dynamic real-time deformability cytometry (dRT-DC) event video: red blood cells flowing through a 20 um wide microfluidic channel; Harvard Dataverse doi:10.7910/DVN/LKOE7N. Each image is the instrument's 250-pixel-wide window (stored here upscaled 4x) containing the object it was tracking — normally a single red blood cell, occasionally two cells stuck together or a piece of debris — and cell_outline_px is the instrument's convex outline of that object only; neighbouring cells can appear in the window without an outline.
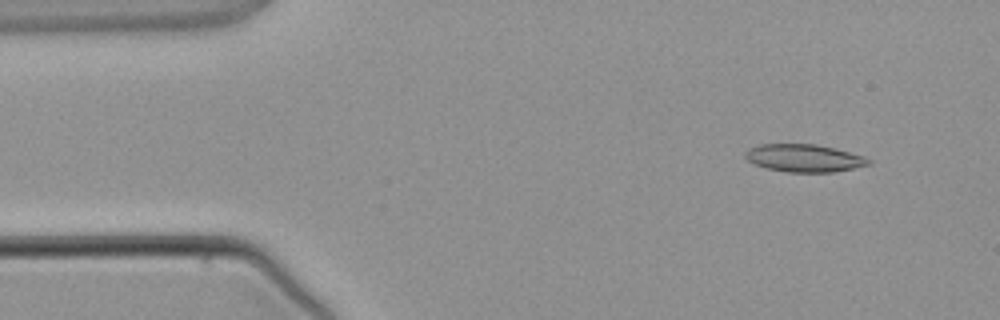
{"species": "common noctule bat (a hibernating species)", "species_latin": "Nyctalus noctula", "temperature_condition": "warm", "stored_images_in_passage": 3, "camera_frame_rate_fps": 3000, "um_per_image_px": 0.085, "animal": {"sex": "male", "body_mass_g": 21.5, "forearm_length_mm": 52.0}, "frame": {"image": 1, "passage_image": 1, "time_ms": 0.0, "image_size_px": [1000, 320], "cell_outline_px": [[872, 164], [832, 172], [788, 172], [768, 168], [756, 164], [748, 160], [744, 156], [744, 152], [748, 148], [760, 144], [816, 144], [836, 148], [864, 156], [872, 160]], "centroid_in_image_um": [68.37, 13.42], "position_along_channel_um": 16.6, "area_um2": 19.88}}